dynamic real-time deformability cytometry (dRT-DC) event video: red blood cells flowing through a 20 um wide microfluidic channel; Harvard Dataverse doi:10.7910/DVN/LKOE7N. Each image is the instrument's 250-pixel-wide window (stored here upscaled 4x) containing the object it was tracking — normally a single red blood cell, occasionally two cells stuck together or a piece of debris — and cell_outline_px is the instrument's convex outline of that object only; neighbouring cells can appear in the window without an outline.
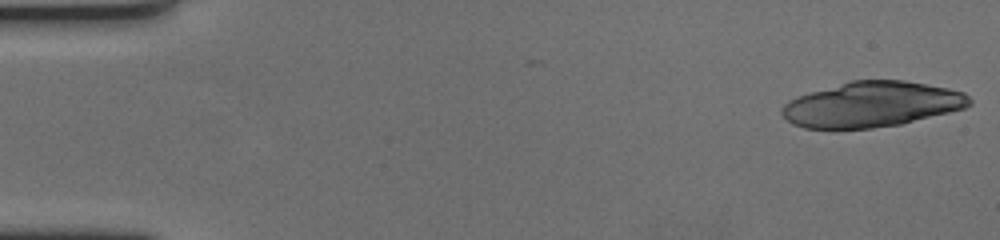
{"species": "human", "species_latin": "Homo sapiens", "temperature_condition": "cold", "stored_images_in_passage": 25, "camera_frame_rate_fps": 3000, "um_per_image_px": 0.085, "donor": {"sex": "female"}, "frame": {"image": 1, "passage_image": 1, "time_ms": 0.0, "image_size_px": [1000, 240], "cell_outline_px": [[972, 104], [964, 108], [900, 124], [872, 128], [804, 128], [792, 124], [780, 112], [780, 108], [788, 100], [796, 96], [852, 80], [904, 80], [928, 84], [948, 88], [964, 92], [972, 100]], "centroid_in_image_um": [74.09, 8.86], "position_along_channel_um": 10.9, "area_um2": 49.36}}
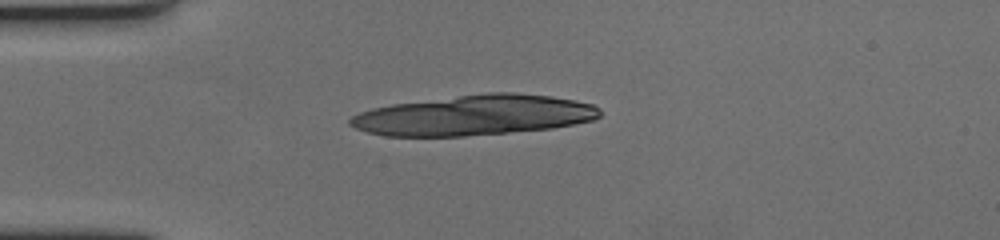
{"frame": {"image": 2, "passage_image": 15, "time_ms": 4.667, "image_size_px": [1000, 240], "cell_outline_px": [[600, 116], [596, 120], [552, 128], [464, 136], [384, 136], [368, 132], [356, 128], [348, 124], [348, 120], [352, 116], [360, 112], [372, 108], [392, 104], [488, 92], [516, 92], [552, 96], [576, 100], [592, 104], [600, 108]], "centroid_in_image_um": [40.33, 9.79], "position_along_channel_um": 44.7, "area_um2": 58.61}}
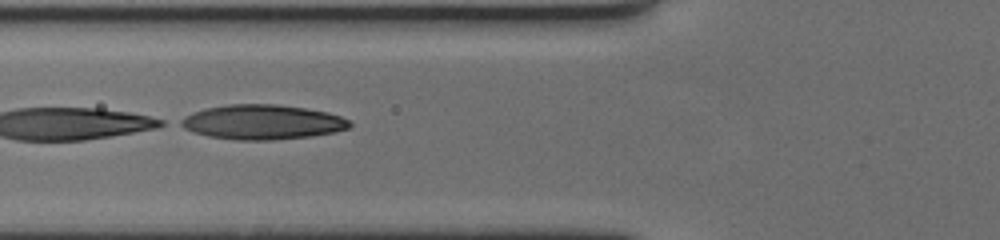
{"frame": {"image": 3, "passage_image": 23, "time_ms": 7.333, "image_size_px": [1000, 240], "cell_outline_px": [[352, 124], [348, 128], [336, 132], [312, 136], [272, 140], [236, 140], [208, 136], [192, 132], [176, 124], [176, 120], [192, 112], [204, 108], [228, 104], [276, 104], [304, 108], [328, 112], [340, 116], [348, 120]], "centroid_in_image_um": [22.23, 10.38], "position_along_channel_um": 103.6, "area_um2": 34.51}}